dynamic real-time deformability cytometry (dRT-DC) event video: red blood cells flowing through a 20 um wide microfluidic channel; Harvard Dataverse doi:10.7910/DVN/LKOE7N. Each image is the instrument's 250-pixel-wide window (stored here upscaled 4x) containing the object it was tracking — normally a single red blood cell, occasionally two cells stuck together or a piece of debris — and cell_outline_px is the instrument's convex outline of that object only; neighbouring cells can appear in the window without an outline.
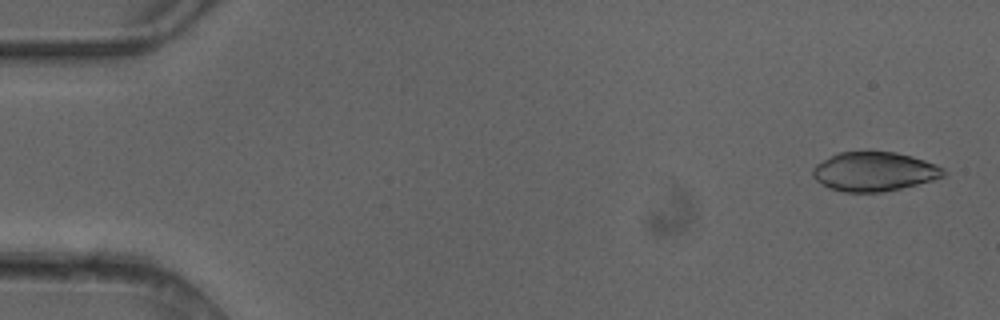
{"species": "common noctule bat (a hibernating species)", "species_latin": "Nyctalus noctula", "temperature_condition": "cold", "stored_images_in_passage": 5, "camera_frame_rate_fps": 3000, "um_per_image_px": 0.085, "animal": {"sex": "female"}, "frame": {"image": 1, "passage_image": 1, "time_ms": 0.0, "image_size_px": [1000, 320], "cell_outline_px": [[948, 176], [900, 188], [880, 192], [844, 192], [828, 188], [820, 184], [812, 176], [812, 168], [816, 164], [840, 152], [868, 148], [896, 152], [912, 156], [936, 164], [944, 168], [948, 172]], "centroid_in_image_um": [74.31, 14.54], "position_along_channel_um": 10.7, "area_um2": 30.69}}
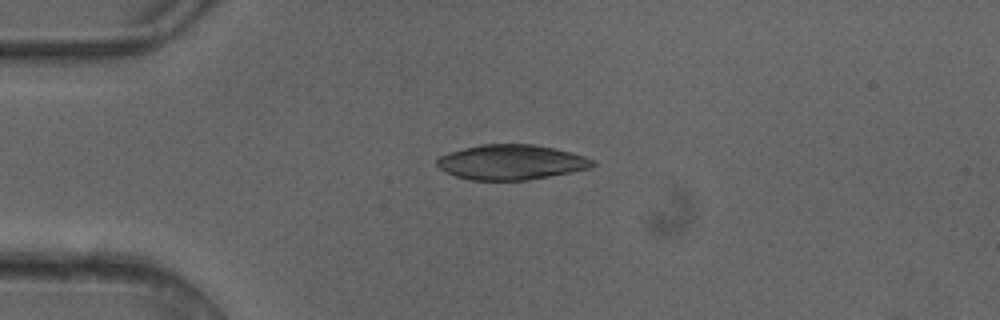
{"frame": {"image": 2, "passage_image": 4, "time_ms": 1.0, "image_size_px": [1000, 320], "cell_outline_px": [[596, 164], [588, 168], [572, 172], [528, 180], [468, 180], [444, 172], [436, 164], [436, 160], [440, 156], [448, 152], [480, 144], [532, 144], [556, 148], [572, 152], [584, 156], [592, 160]], "centroid_in_image_um": [43.42, 13.78], "position_along_channel_um": 41.6, "area_um2": 31.85}}